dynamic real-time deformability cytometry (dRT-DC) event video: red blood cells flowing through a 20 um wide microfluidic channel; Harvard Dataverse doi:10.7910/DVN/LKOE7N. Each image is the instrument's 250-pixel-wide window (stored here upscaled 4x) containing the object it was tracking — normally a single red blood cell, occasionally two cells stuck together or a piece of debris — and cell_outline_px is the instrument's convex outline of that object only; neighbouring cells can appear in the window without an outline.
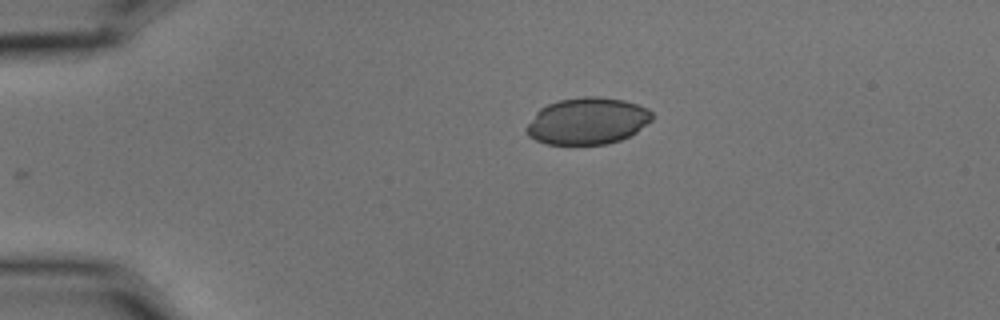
{"species": "common noctule bat (a hibernating species)", "species_latin": "Nyctalus noctula", "temperature_condition": "cold", "stored_images_in_passage": 3, "camera_frame_rate_fps": 3000, "um_per_image_px": 0.085, "animal": {"sex": "male", "body_mass_g": 15.6}, "frame": {"image": 1, "passage_image": 3, "time_ms": 0.667, "image_size_px": [1000, 320], "cell_outline_px": [[652, 120], [636, 132], [620, 140], [604, 144], [544, 144], [528, 136], [524, 128], [536, 112], [540, 108], [556, 100], [584, 96], [600, 96], [624, 100], [648, 108], [652, 112]], "centroid_in_image_um": [49.9, 10.27], "position_along_channel_um": 35.1, "area_um2": 34.39}}